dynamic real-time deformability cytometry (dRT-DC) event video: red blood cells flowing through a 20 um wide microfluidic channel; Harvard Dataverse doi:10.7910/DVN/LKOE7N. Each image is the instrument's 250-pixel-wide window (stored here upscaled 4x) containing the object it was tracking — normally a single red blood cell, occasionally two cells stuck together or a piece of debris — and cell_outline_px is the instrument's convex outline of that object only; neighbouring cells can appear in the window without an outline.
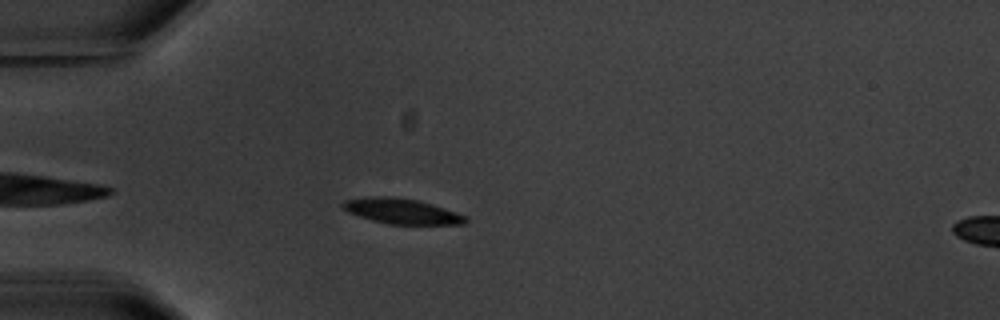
{"species": "common noctule bat (a hibernating species)", "species_latin": "Nyctalus noctula", "temperature_condition": "warm", "stored_images_in_passage": 5, "segment_of_instrument_passage": [1, 2], "camera_frame_rate_fps": 3000, "um_per_image_px": 0.085, "animal": {"sex": "male", "body_mass_g": 20.1, "forearm_length_mm": 53.5}, "frame": {"image": 1, "passage_image": 4, "time_ms": 4.333, "image_size_px": [1000, 320], "cell_outline_px": [[468, 220], [464, 224], [388, 224], [372, 220], [348, 212], [340, 204], [344, 200], [368, 196], [392, 196], [416, 200], [444, 208], [468, 216]], "centroid_in_image_um": [34.14, 17.94], "position_along_channel_um": 50.9, "area_um2": 18.03}}